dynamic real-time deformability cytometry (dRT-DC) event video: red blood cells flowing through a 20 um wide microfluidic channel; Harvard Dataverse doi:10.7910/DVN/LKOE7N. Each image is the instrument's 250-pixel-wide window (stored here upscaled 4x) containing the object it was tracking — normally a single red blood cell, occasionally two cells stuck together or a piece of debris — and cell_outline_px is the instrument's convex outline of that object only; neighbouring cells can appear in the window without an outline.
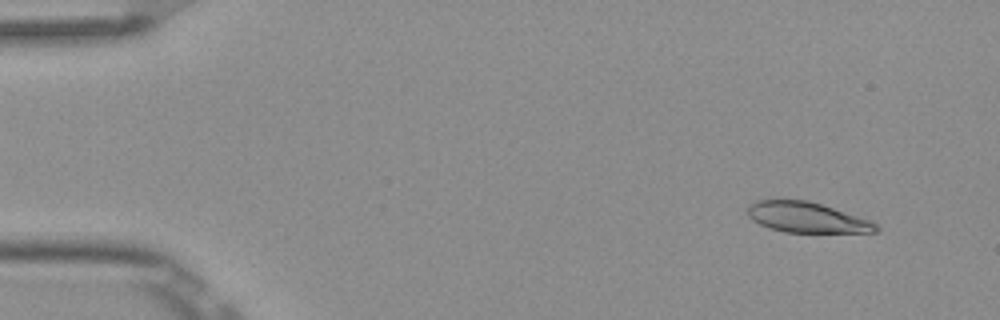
{"species": "Egyptian fruit bat (a non-hibernating species)", "species_latin": "Rousettus aegyptiacus", "temperature_condition": "room temperature", "stored_images_in_passage": 4, "camera_frame_rate_fps": 3000, "um_per_image_px": 0.085, "frame": {"image": 1, "passage_image": 1, "time_ms": 0.0, "image_size_px": [1000, 320], "cell_outline_px": [[880, 232], [784, 232], [768, 228], [752, 220], [744, 212], [744, 208], [756, 200], [804, 200], [820, 204], [868, 220], [876, 224], [880, 228]], "centroid_in_image_um": [68.49, 18.48], "position_along_channel_um": 16.5, "area_um2": 22.6}}
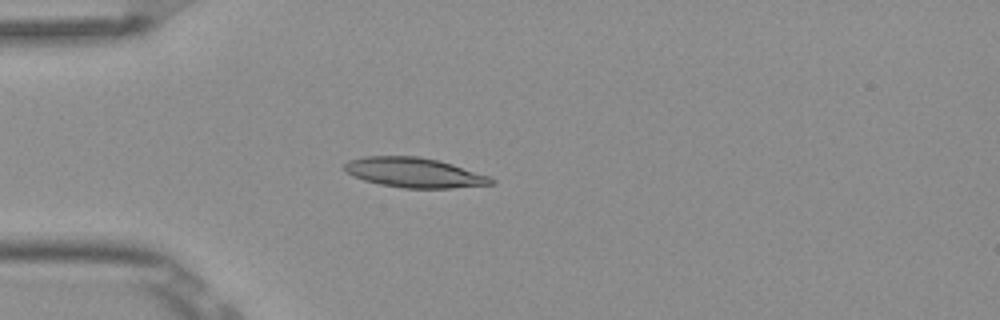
{"frame": {"image": 2, "passage_image": 4, "time_ms": 1.0, "image_size_px": [1000, 320], "cell_outline_px": [[496, 184], [452, 188], [404, 188], [380, 184], [364, 180], [352, 176], [344, 168], [344, 164], [348, 160], [364, 156], [416, 156], [436, 160], [452, 164], [488, 176], [496, 180]], "centroid_in_image_um": [35.2, 14.67], "position_along_channel_um": 49.8, "area_um2": 25.37}}